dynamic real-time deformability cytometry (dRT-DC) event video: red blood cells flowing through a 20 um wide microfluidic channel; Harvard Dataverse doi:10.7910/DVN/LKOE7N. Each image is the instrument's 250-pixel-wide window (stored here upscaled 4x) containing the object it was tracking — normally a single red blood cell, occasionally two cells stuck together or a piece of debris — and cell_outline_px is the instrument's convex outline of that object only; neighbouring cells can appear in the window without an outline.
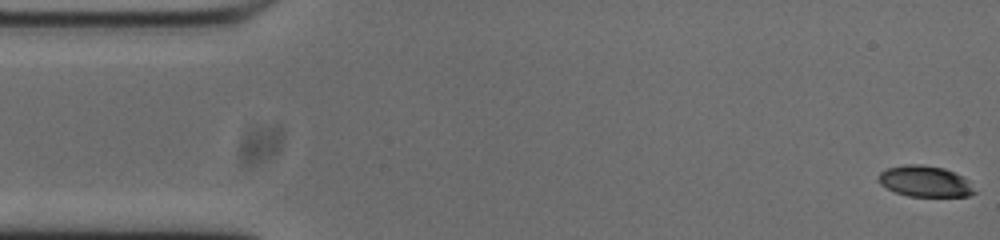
{"species": "common noctule bat (a hibernating species)", "species_latin": "Nyctalus noctula", "temperature_condition": "cold", "stored_images_in_passage": 53, "camera_frame_rate_fps": 3000, "um_per_image_px": 0.085, "animal": {"sex": "male", "body_mass_g": 20.0, "forearm_length_mm": 53.3}, "frame": {"image": 1, "passage_image": 1, "time_ms": 0.0, "image_size_px": [1000, 240], "cell_outline_px": [[976, 192], [968, 196], [908, 196], [896, 192], [880, 184], [876, 180], [876, 176], [880, 172], [888, 168], [904, 164], [920, 164], [944, 168], [968, 180]], "centroid_in_image_um": [78.57, 15.41], "position_along_channel_um": 6.4, "area_um2": 17.28}}
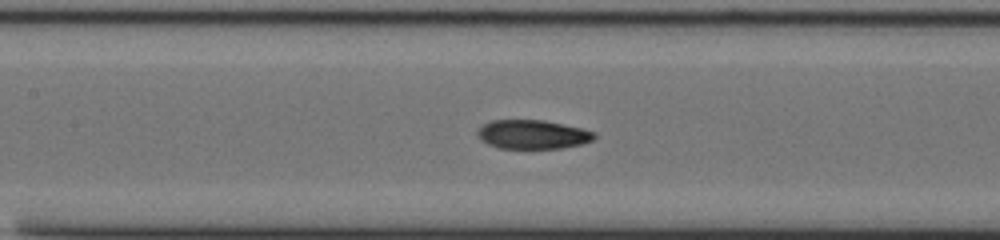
{"frame": {"image": 2, "passage_image": 23, "time_ms": 7.333, "image_size_px": [1000, 240], "cell_outline_px": [[596, 140], [564, 148], [500, 148], [488, 144], [480, 140], [476, 136], [476, 132], [484, 124], [492, 120], [544, 120], [584, 128], [596, 132]], "centroid_in_image_um": [45.31, 11.42], "position_along_channel_um": 162.1, "area_um2": 19.94}}
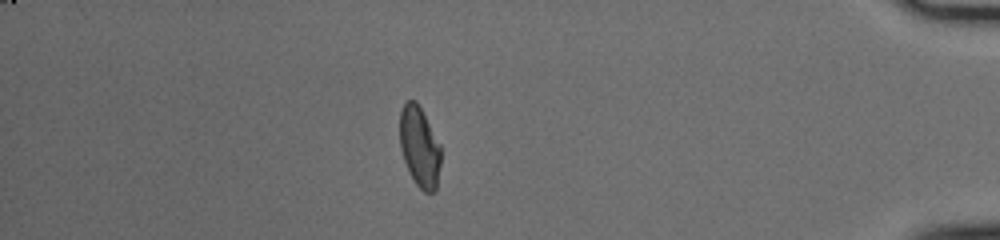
{"frame": {"image": 3, "passage_image": 46, "time_ms": 15.0, "image_size_px": [1000, 240], "cell_outline_px": [[440, 164], [436, 188], [432, 192], [424, 192], [416, 184], [408, 172], [400, 148], [400, 112], [404, 104], [408, 100], [416, 100], [440, 144]], "centroid_in_image_um": [35.65, 12.49], "position_along_channel_um": 399.6, "area_um2": 19.07}, "authors_computed_cell_mechanics": {"area_um2": 19.7676, "velocity_mm_per_s": 3.7688, "shape_relaxation_time_tau1_ms": 11.1464, "shape_relaxation_time_tau2_ms": 3.237, "deformation_change_tau1": 0.2594, "deformation_change_tau2": 0.0833}}